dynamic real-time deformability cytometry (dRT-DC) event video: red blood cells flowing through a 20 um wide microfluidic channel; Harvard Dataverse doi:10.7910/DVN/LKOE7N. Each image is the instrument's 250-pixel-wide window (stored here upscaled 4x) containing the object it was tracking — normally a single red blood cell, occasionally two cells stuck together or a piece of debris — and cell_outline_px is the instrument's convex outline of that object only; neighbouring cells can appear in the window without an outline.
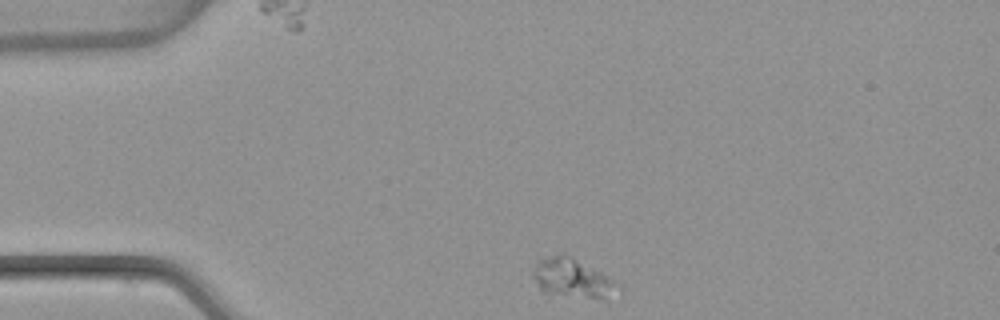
{"species": "common noctule bat (a hibernating species)", "species_latin": "Nyctalus noctula", "temperature_condition": "warm", "stored_images_in_passage": 38, "camera_frame_rate_fps": 3000, "um_per_image_px": 0.085, "animal": {"sex": "female", "body_mass_g": 22.7, "forearm_length_mm": 54.2}, "frame": {"image": 1, "passage_image": 1, "time_ms": 0.0, "image_size_px": [1000, 320], "cell_outline_px": [[612, 284], [604, 300], [544, 292], [540, 288], [532, 276], [532, 272], [536, 264], [540, 260], [564, 252], [600, 272], [612, 280]], "centroid_in_image_um": [48.5, 23.61], "position_along_channel_um": 36.5, "area_um2": 18.09}}
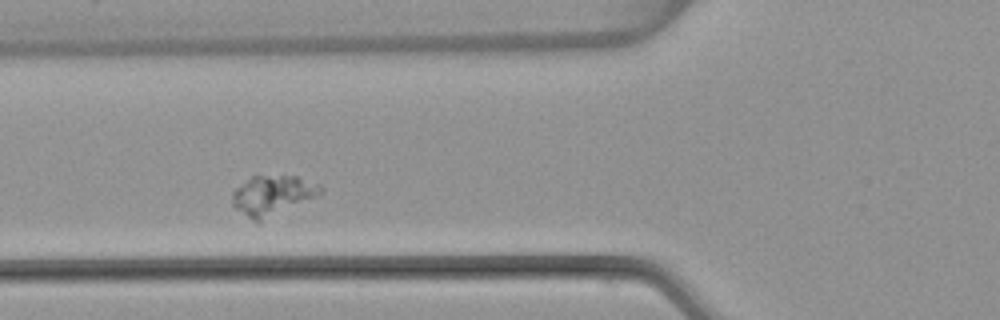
{"frame": {"image": 2, "passage_image": 10, "time_ms": 3.0, "image_size_px": [1000, 320], "cell_outline_px": [[324, 192], [320, 196], [260, 224], [256, 224], [236, 208], [232, 204], [232, 192], [236, 188], [252, 176], [296, 176], [320, 184], [324, 188]], "centroid_in_image_um": [23.23, 16.66], "position_along_channel_um": 102.6, "area_um2": 21.21}}
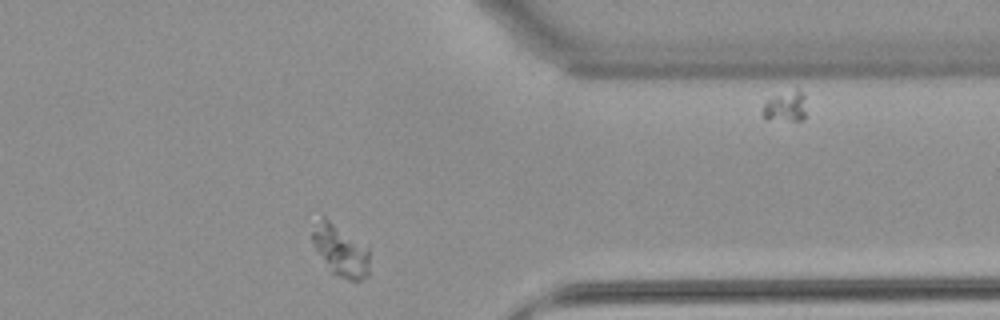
{"frame": {"image": 3, "passage_image": 34, "time_ms": 11.0, "image_size_px": [1000, 320], "cell_outline_px": [[368, 276], [360, 280], [348, 280], [336, 276], [332, 272], [316, 252], [312, 240], [312, 232], [324, 216], [368, 248]], "centroid_in_image_um": [28.95, 21.35], "position_along_channel_um": 382.5, "area_um2": 16.59}}